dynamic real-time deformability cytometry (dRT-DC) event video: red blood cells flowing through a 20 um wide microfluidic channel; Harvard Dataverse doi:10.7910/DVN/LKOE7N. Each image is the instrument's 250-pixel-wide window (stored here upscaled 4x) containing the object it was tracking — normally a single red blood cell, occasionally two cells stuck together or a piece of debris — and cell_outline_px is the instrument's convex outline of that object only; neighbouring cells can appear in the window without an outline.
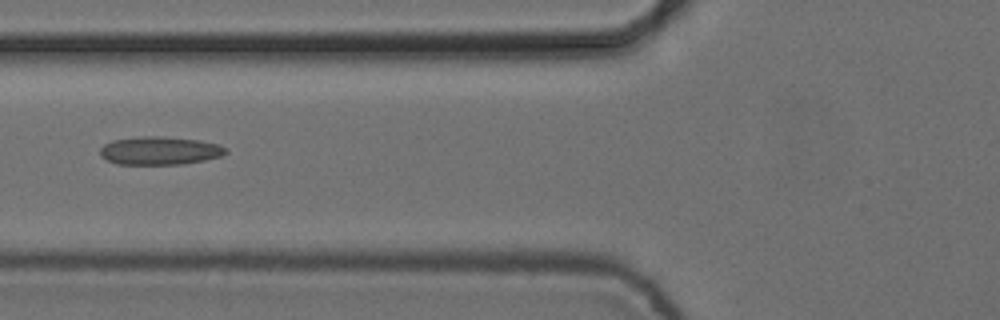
{"species": "common noctule bat (a hibernating species)", "species_latin": "Nyctalus noctula", "temperature_condition": "cold", "stored_images_in_passage": 2, "camera_frame_rate_fps": 3000, "um_per_image_px": 0.085, "animal": {"sex": "female", "body_mass_g": 24.6, "forearm_length_mm": 56.2}, "frame": {"image": 1, "passage_image": 2, "time_ms": 0.333, "image_size_px": [1000, 320], "cell_outline_px": [[228, 152], [220, 156], [204, 160], [184, 164], [116, 164], [100, 156], [100, 148], [104, 144], [112, 140], [144, 136], [156, 136], [200, 140], [220, 144], [228, 148]], "centroid_in_image_um": [13.6, 12.8], "position_along_channel_um": 112.2, "area_um2": 20.69}}